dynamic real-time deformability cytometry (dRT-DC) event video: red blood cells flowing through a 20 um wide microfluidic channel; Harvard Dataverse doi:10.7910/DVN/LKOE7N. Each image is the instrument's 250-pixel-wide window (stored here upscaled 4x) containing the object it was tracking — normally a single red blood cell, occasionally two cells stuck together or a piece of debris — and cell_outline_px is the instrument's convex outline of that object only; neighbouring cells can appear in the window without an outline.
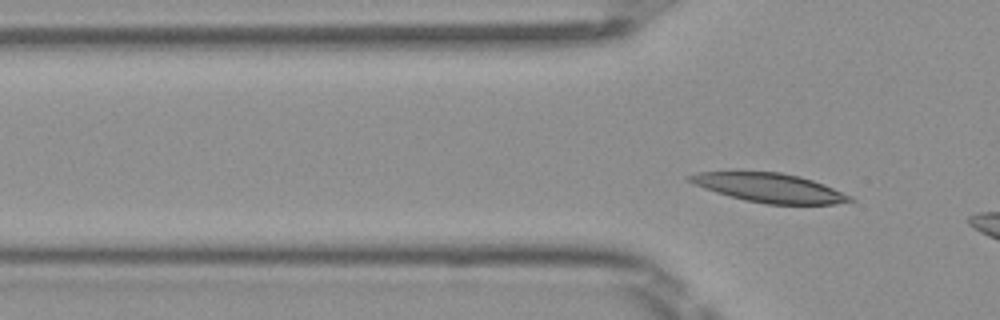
{"species": "Egyptian fruit bat (a non-hibernating species)", "species_latin": "Rousettus aegyptiacus", "temperature_condition": "room temperature", "stored_images_in_passage": 5, "segment_of_instrument_passage": [2, 2], "camera_frame_rate_fps": 3000, "um_per_image_px": 0.085, "frame": {"image": 1, "passage_image": 5, "time_ms": 1.333, "image_size_px": [1000, 320], "cell_outline_px": [[856, 200], [836, 204], [768, 204], [744, 200], [716, 192], [704, 188], [688, 180], [684, 176], [696, 172], [780, 172], [800, 176], [824, 184], [852, 196]], "centroid_in_image_um": [65.42, 15.96], "position_along_channel_um": 60.4, "area_um2": 26.99}}